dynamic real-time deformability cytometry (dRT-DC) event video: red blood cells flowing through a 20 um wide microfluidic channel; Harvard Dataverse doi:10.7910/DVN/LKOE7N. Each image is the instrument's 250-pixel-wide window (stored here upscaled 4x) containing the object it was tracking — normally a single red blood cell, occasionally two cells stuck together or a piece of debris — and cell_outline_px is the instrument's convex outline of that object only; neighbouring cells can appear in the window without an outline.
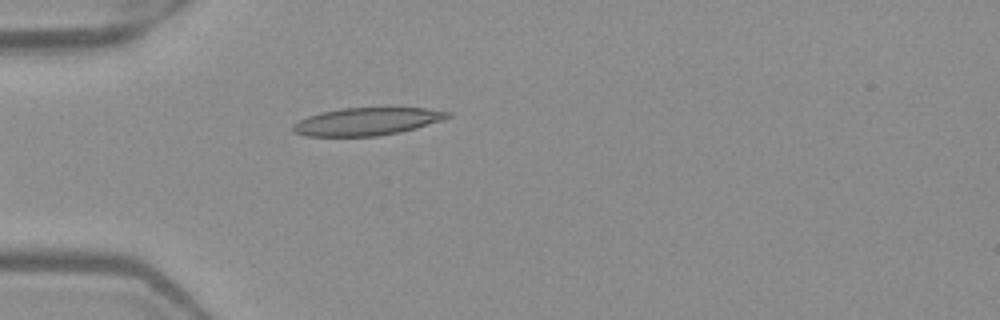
{"species": "Egyptian fruit bat (a non-hibernating species)", "species_latin": "Rousettus aegyptiacus", "temperature_condition": "warm", "stored_images_in_passage": 37, "camera_frame_rate_fps": 3000, "um_per_image_px": 0.085, "frame": {"image": 1, "passage_image": 1, "time_ms": 0.0, "image_size_px": [1000, 320], "cell_outline_px": [[452, 116], [444, 120], [416, 128], [400, 132], [376, 136], [304, 136], [296, 132], [292, 128], [292, 124], [308, 116], [320, 112], [340, 108], [424, 108], [452, 112]], "centroid_in_image_um": [31.22, 10.32], "position_along_channel_um": 53.8, "area_um2": 24.97}}
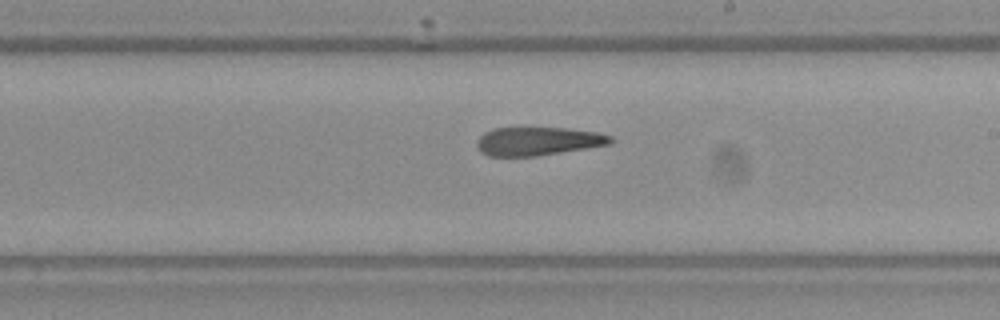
{"frame": {"image": 2, "passage_image": 16, "time_ms": 5.0, "image_size_px": [1000, 320], "cell_outline_px": [[616, 140], [612, 144], [536, 156], [488, 156], [480, 152], [476, 144], [476, 140], [484, 132], [492, 128], [568, 128], [596, 132], [612, 136]], "centroid_in_image_um": [45.73, 12.0], "position_along_channel_um": 243.3, "area_um2": 22.31}}
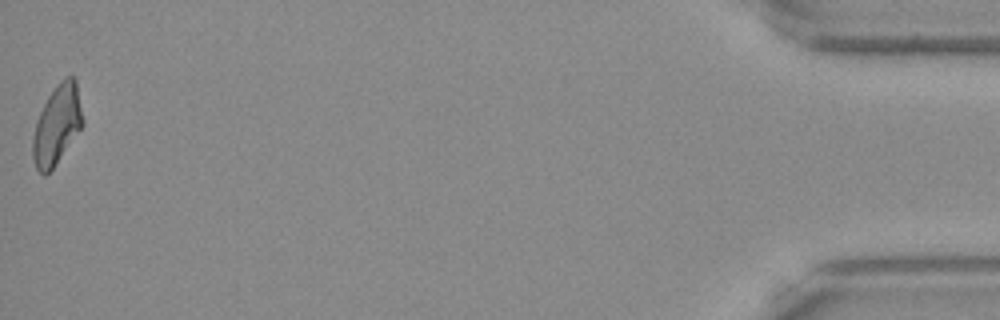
{"frame": {"image": 3, "passage_image": 37, "time_ms": 12.0, "image_size_px": [1000, 320], "cell_outline_px": [[84, 124], [52, 168], [44, 176], [36, 168], [32, 156], [32, 140], [36, 120], [48, 96], [60, 80], [64, 76], [72, 76], [76, 80], [84, 120]], "centroid_in_image_um": [4.84, 10.58], "position_along_channel_um": 430.4, "area_um2": 22.89}, "authors_computed_cell_mechanics": {"area_um2": 23.7558, "velocity_mm_per_s": 3.9842, "shape_relaxation_time_tau1_ms": null, "shape_relaxation_time_tau2_ms": 4.9707, "deformation_change_tau1": null, "deformation_change_tau2": 0.1718}}